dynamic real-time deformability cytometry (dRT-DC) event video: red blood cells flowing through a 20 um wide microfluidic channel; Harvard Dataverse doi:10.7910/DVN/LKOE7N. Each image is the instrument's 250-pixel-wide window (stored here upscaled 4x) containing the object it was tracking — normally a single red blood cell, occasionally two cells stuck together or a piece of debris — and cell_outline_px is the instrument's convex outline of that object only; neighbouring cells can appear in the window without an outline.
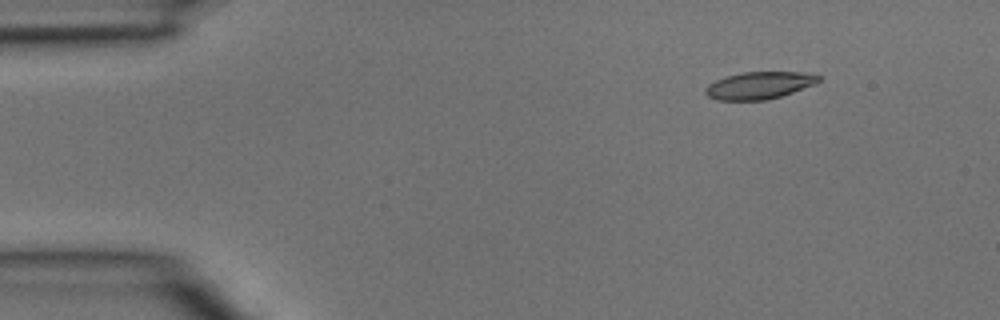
{"species": "common noctule bat (a hibernating species)", "species_latin": "Nyctalus noctula", "temperature_condition": "room temperature", "stored_images_in_passage": 3, "camera_frame_rate_fps": 3000, "um_per_image_px": 0.085, "animal": {"sex": "male", "body_mass_g": 15.6}, "frame": {"image": 1, "passage_image": 1, "time_ms": 0.0, "image_size_px": [1000, 320], "cell_outline_px": [[820, 80], [816, 84], [780, 96], [764, 100], [716, 100], [708, 96], [704, 92], [704, 88], [708, 84], [716, 80], [728, 76], [744, 72], [800, 72], [820, 76]], "centroid_in_image_um": [64.51, 7.26], "position_along_channel_um": 20.5, "area_um2": 17.8}}
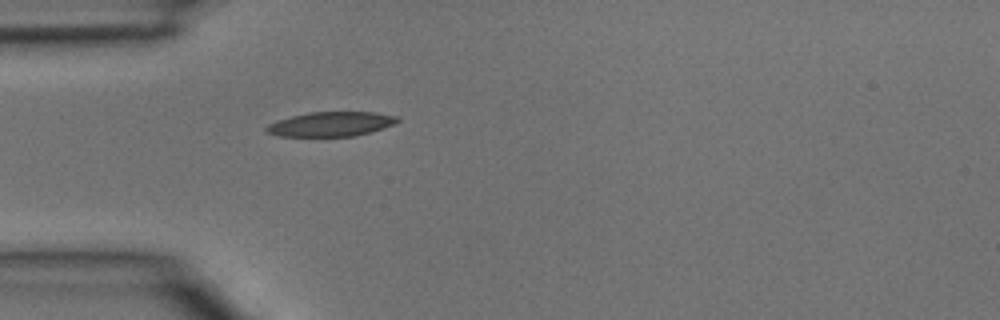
{"frame": {"image": 2, "passage_image": 3, "time_ms": 0.667, "image_size_px": [1000, 320], "cell_outline_px": [[400, 120], [392, 124], [356, 136], [280, 136], [268, 132], [264, 128], [268, 124], [276, 120], [308, 112], [376, 112], [400, 116]], "centroid_in_image_um": [28.12, 10.53], "position_along_channel_um": 56.9, "area_um2": 18.61}}